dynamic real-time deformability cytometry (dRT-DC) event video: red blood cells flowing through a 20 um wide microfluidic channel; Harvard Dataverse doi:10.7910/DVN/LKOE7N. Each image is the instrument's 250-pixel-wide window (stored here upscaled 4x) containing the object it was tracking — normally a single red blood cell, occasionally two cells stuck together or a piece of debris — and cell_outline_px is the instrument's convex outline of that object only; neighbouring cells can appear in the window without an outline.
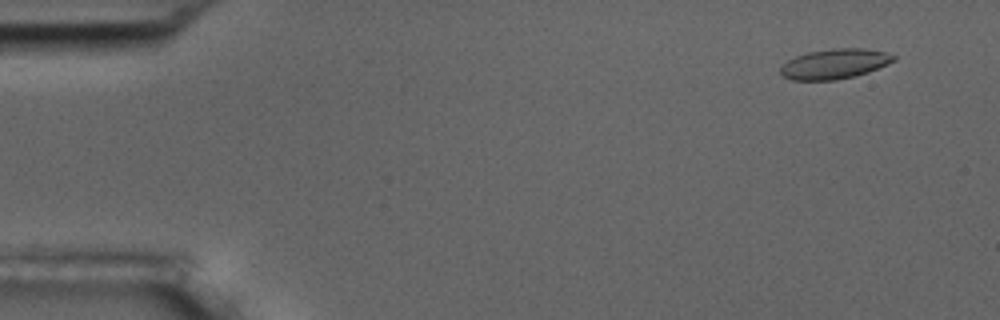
{"species": "common noctule bat (a hibernating species)", "species_latin": "Nyctalus noctula", "temperature_condition": "room temperature", "stored_images_in_passage": 5, "camera_frame_rate_fps": 3000, "um_per_image_px": 0.085, "animal": {"sex": "male", "body_mass_g": 17.5, "forearm_length_mm": 52.3}, "frame": {"image": 1, "passage_image": 1, "time_ms": 0.0, "image_size_px": [1000, 320], "cell_outline_px": [[896, 60], [888, 64], [868, 72], [856, 76], [836, 80], [792, 80], [780, 76], [780, 68], [788, 60], [796, 56], [808, 52], [832, 48], [864, 48], [884, 52], [896, 56]], "centroid_in_image_um": [70.93, 5.43], "position_along_channel_um": 14.1, "area_um2": 19.88}}
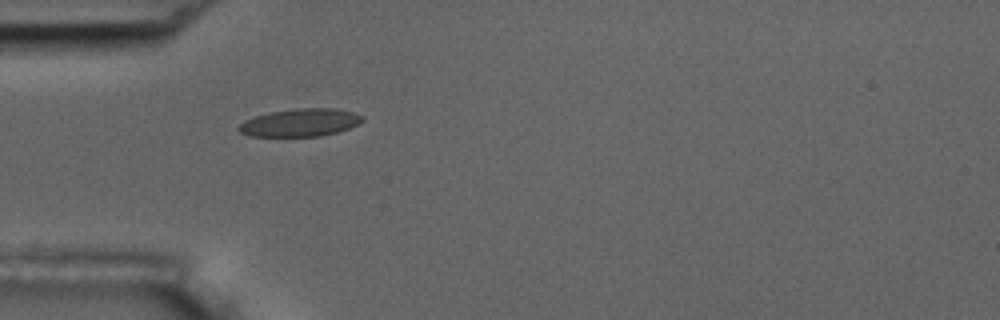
{"frame": {"image": 2, "passage_image": 4, "time_ms": 1.0, "image_size_px": [1000, 320], "cell_outline_px": [[364, 120], [348, 128], [336, 132], [320, 136], [248, 136], [240, 132], [236, 128], [244, 120], [268, 112], [300, 108], [336, 108], [352, 112], [364, 116]], "centroid_in_image_um": [25.49, 10.41], "position_along_channel_um": 59.5, "area_um2": 19.94}}